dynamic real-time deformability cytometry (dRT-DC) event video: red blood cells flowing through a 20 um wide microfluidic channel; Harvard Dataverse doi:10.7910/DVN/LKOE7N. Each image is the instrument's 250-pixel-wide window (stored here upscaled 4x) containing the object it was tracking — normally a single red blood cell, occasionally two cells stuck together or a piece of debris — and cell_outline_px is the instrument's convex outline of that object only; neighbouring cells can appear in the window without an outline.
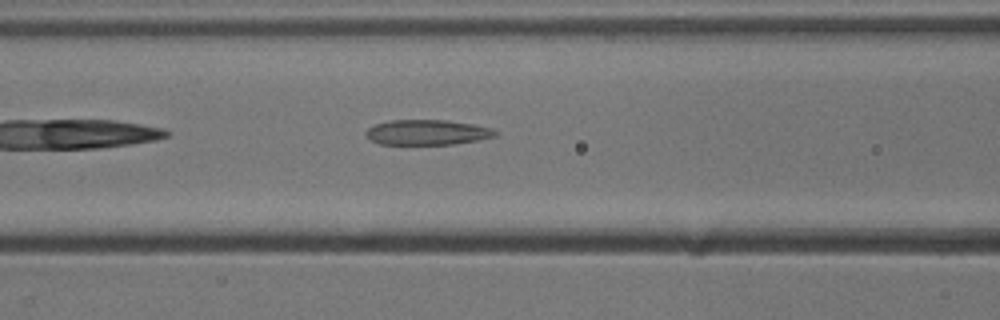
{"species": "common noctule bat (a hibernating species)", "species_latin": "Nyctalus noctula", "temperature_condition": "cold", "stored_images_in_passage": 22, "camera_frame_rate_fps": 3000, "um_per_image_px": 0.085, "animal": {"sex": "male", "body_mass_g": 13.3}, "frame": {"image": 1, "passage_image": 6, "time_ms": 1.667, "image_size_px": [1000, 320], "cell_outline_px": [[500, 132], [496, 136], [476, 140], [452, 144], [380, 144], [372, 140], [364, 132], [368, 128], [376, 124], [388, 120], [448, 120], [472, 124], [492, 128]], "centroid_in_image_um": [36.33, 11.24], "position_along_channel_um": 130.3, "area_um2": 18.9}}
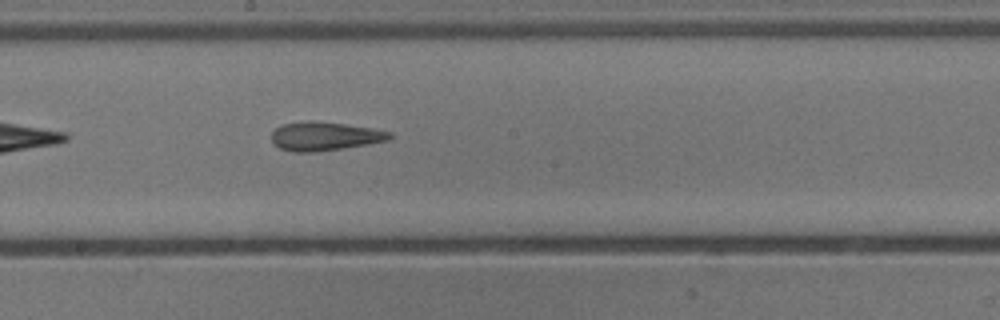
{"frame": {"image": 2, "passage_image": 13, "time_ms": 4.0, "image_size_px": [1000, 320], "cell_outline_px": [[392, 136], [388, 140], [368, 144], [344, 148], [316, 152], [292, 152], [280, 148], [272, 144], [272, 132], [276, 128], [284, 124], [312, 120], [344, 124], [372, 128], [392, 132]], "centroid_in_image_um": [27.59, 11.59], "position_along_channel_um": 220.6, "area_um2": 19.77}}
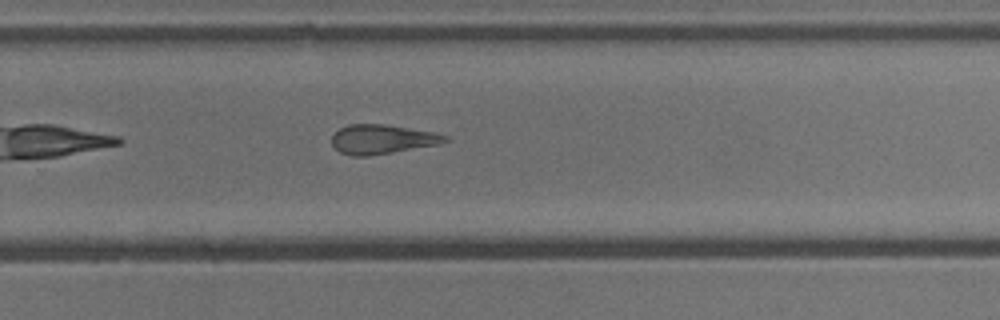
{"frame": {"image": 3, "passage_image": 19, "time_ms": 6.0, "image_size_px": [1000, 320], "cell_outline_px": [[452, 140], [440, 144], [368, 156], [352, 156], [340, 152], [332, 144], [332, 136], [340, 128], [348, 124], [384, 124], [432, 132], [448, 136]], "centroid_in_image_um": [32.49, 11.84], "position_along_channel_um": 297.3, "area_um2": 19.25}}